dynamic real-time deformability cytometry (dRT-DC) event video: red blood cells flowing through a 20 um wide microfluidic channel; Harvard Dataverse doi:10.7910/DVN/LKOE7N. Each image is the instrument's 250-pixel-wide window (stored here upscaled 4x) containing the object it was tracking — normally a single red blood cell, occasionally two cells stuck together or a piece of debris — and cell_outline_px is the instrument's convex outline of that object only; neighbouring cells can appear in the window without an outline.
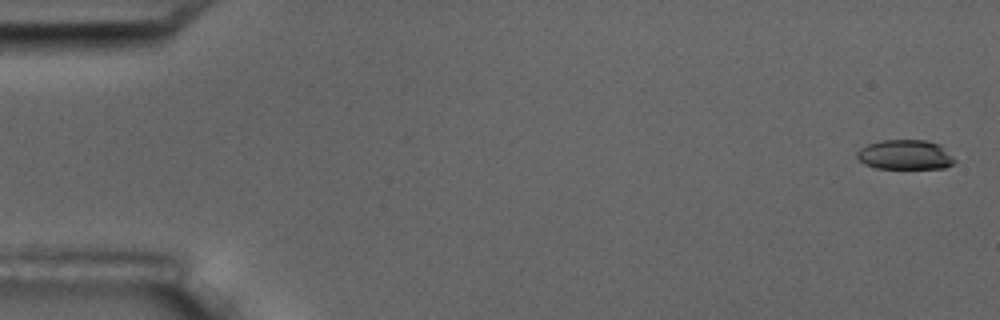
{"species": "common noctule bat (a hibernating species)", "species_latin": "Nyctalus noctula", "temperature_condition": "room temperature", "stored_images_in_passage": 5, "camera_frame_rate_fps": 3000, "um_per_image_px": 0.085, "animal": {"sex": "male", "body_mass_g": 17.5, "forearm_length_mm": 52.3}, "frame": {"image": 1, "passage_image": 1, "time_ms": 0.0, "image_size_px": [1000, 320], "cell_outline_px": [[956, 160], [952, 164], [944, 168], [876, 168], [864, 164], [856, 156], [856, 152], [860, 148], [868, 144], [880, 140], [928, 140], [940, 144]], "centroid_in_image_um": [76.93, 13.14], "position_along_channel_um": 8.1, "area_um2": 16.94}}
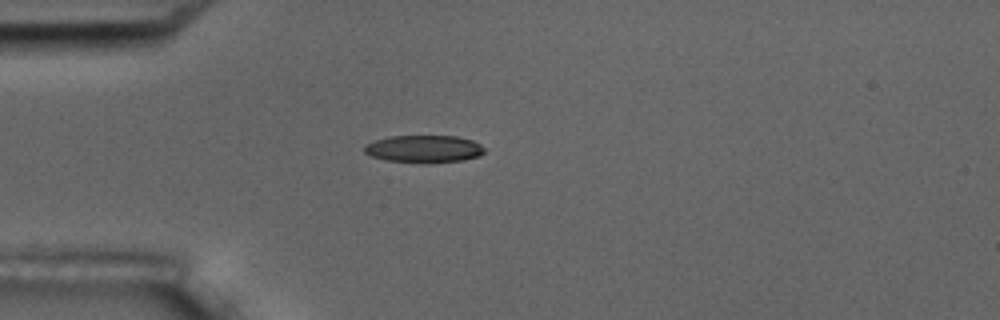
{"frame": {"image": 2, "passage_image": 5, "time_ms": 4.667, "image_size_px": [1000, 320], "cell_outline_px": [[484, 152], [480, 156], [464, 160], [388, 160], [372, 156], [364, 152], [364, 144], [388, 136], [456, 136], [472, 140], [480, 144], [484, 148]], "centroid_in_image_um": [36.04, 12.6], "position_along_channel_um": 49.0, "area_um2": 18.26}}